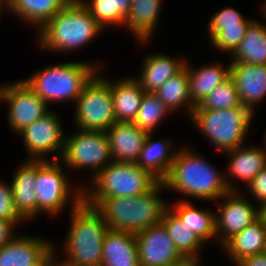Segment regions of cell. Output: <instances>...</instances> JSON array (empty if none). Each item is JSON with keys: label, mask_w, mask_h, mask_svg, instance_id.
I'll use <instances>...</instances> for the list:
<instances>
[{"label": "cell", "mask_w": 266, "mask_h": 266, "mask_svg": "<svg viewBox=\"0 0 266 266\" xmlns=\"http://www.w3.org/2000/svg\"><path fill=\"white\" fill-rule=\"evenodd\" d=\"M167 177L162 181L166 189L189 197L217 201L229 191H237L233 182L225 178L209 162L189 147L179 148Z\"/></svg>", "instance_id": "obj_1"}, {"label": "cell", "mask_w": 266, "mask_h": 266, "mask_svg": "<svg viewBox=\"0 0 266 266\" xmlns=\"http://www.w3.org/2000/svg\"><path fill=\"white\" fill-rule=\"evenodd\" d=\"M165 186L159 182L141 195L102 199L95 208L103 215L108 228L137 234L161 222L168 203L159 197Z\"/></svg>", "instance_id": "obj_2"}, {"label": "cell", "mask_w": 266, "mask_h": 266, "mask_svg": "<svg viewBox=\"0 0 266 266\" xmlns=\"http://www.w3.org/2000/svg\"><path fill=\"white\" fill-rule=\"evenodd\" d=\"M102 31L81 1L71 0L39 29L37 39L42 49L69 52L90 43Z\"/></svg>", "instance_id": "obj_3"}, {"label": "cell", "mask_w": 266, "mask_h": 266, "mask_svg": "<svg viewBox=\"0 0 266 266\" xmlns=\"http://www.w3.org/2000/svg\"><path fill=\"white\" fill-rule=\"evenodd\" d=\"M71 209L70 228L63 242L66 258L78 266H101L108 226L103 215L84 201Z\"/></svg>", "instance_id": "obj_4"}, {"label": "cell", "mask_w": 266, "mask_h": 266, "mask_svg": "<svg viewBox=\"0 0 266 266\" xmlns=\"http://www.w3.org/2000/svg\"><path fill=\"white\" fill-rule=\"evenodd\" d=\"M90 182L93 188L91 192L84 188L83 201L95 207L102 199L141 195L160 181L134 162L112 160Z\"/></svg>", "instance_id": "obj_5"}, {"label": "cell", "mask_w": 266, "mask_h": 266, "mask_svg": "<svg viewBox=\"0 0 266 266\" xmlns=\"http://www.w3.org/2000/svg\"><path fill=\"white\" fill-rule=\"evenodd\" d=\"M95 65L77 61L48 65L23 80L48 105L51 101L76 102L85 85L101 71V66Z\"/></svg>", "instance_id": "obj_6"}, {"label": "cell", "mask_w": 266, "mask_h": 266, "mask_svg": "<svg viewBox=\"0 0 266 266\" xmlns=\"http://www.w3.org/2000/svg\"><path fill=\"white\" fill-rule=\"evenodd\" d=\"M253 114L241 105L221 110L193 109L190 119L212 145L224 153L244 144Z\"/></svg>", "instance_id": "obj_7"}, {"label": "cell", "mask_w": 266, "mask_h": 266, "mask_svg": "<svg viewBox=\"0 0 266 266\" xmlns=\"http://www.w3.org/2000/svg\"><path fill=\"white\" fill-rule=\"evenodd\" d=\"M59 163L36 161L37 216L41 212L58 215L66 206L71 205L74 209L83 201V188L78 187L72 193L70 180Z\"/></svg>", "instance_id": "obj_8"}, {"label": "cell", "mask_w": 266, "mask_h": 266, "mask_svg": "<svg viewBox=\"0 0 266 266\" xmlns=\"http://www.w3.org/2000/svg\"><path fill=\"white\" fill-rule=\"evenodd\" d=\"M99 73L98 70L74 103V122L79 130L106 132L116 122L111 82Z\"/></svg>", "instance_id": "obj_9"}, {"label": "cell", "mask_w": 266, "mask_h": 266, "mask_svg": "<svg viewBox=\"0 0 266 266\" xmlns=\"http://www.w3.org/2000/svg\"><path fill=\"white\" fill-rule=\"evenodd\" d=\"M77 130L65 136L60 162L69 169L88 168L92 179L112 161L109 138L103 131Z\"/></svg>", "instance_id": "obj_10"}, {"label": "cell", "mask_w": 266, "mask_h": 266, "mask_svg": "<svg viewBox=\"0 0 266 266\" xmlns=\"http://www.w3.org/2000/svg\"><path fill=\"white\" fill-rule=\"evenodd\" d=\"M50 110L34 123L24 128L18 134L22 136L28 160L49 161L48 154L58 153L59 158L52 157L53 161H60L65 143V135L60 117ZM58 151V152H57ZM44 157V158H43ZM46 157V158H45Z\"/></svg>", "instance_id": "obj_11"}, {"label": "cell", "mask_w": 266, "mask_h": 266, "mask_svg": "<svg viewBox=\"0 0 266 266\" xmlns=\"http://www.w3.org/2000/svg\"><path fill=\"white\" fill-rule=\"evenodd\" d=\"M1 101L9 105L8 124L17 134L50 111L48 104L24 80L0 85Z\"/></svg>", "instance_id": "obj_12"}, {"label": "cell", "mask_w": 266, "mask_h": 266, "mask_svg": "<svg viewBox=\"0 0 266 266\" xmlns=\"http://www.w3.org/2000/svg\"><path fill=\"white\" fill-rule=\"evenodd\" d=\"M140 266H180L187 260L160 222L135 234Z\"/></svg>", "instance_id": "obj_13"}, {"label": "cell", "mask_w": 266, "mask_h": 266, "mask_svg": "<svg viewBox=\"0 0 266 266\" xmlns=\"http://www.w3.org/2000/svg\"><path fill=\"white\" fill-rule=\"evenodd\" d=\"M220 200L224 201L218 204L215 223L216 235H219L216 238L223 246L232 236L258 220V208L243 198L238 191H229L216 202Z\"/></svg>", "instance_id": "obj_14"}, {"label": "cell", "mask_w": 266, "mask_h": 266, "mask_svg": "<svg viewBox=\"0 0 266 266\" xmlns=\"http://www.w3.org/2000/svg\"><path fill=\"white\" fill-rule=\"evenodd\" d=\"M230 77L238 91L242 106L254 113V106L266 96V64L230 62Z\"/></svg>", "instance_id": "obj_15"}, {"label": "cell", "mask_w": 266, "mask_h": 266, "mask_svg": "<svg viewBox=\"0 0 266 266\" xmlns=\"http://www.w3.org/2000/svg\"><path fill=\"white\" fill-rule=\"evenodd\" d=\"M113 161L136 162L148 132L133 122H115L107 131Z\"/></svg>", "instance_id": "obj_16"}, {"label": "cell", "mask_w": 266, "mask_h": 266, "mask_svg": "<svg viewBox=\"0 0 266 266\" xmlns=\"http://www.w3.org/2000/svg\"><path fill=\"white\" fill-rule=\"evenodd\" d=\"M53 247L45 238L15 236L0 248V266H33L38 264Z\"/></svg>", "instance_id": "obj_17"}, {"label": "cell", "mask_w": 266, "mask_h": 266, "mask_svg": "<svg viewBox=\"0 0 266 266\" xmlns=\"http://www.w3.org/2000/svg\"><path fill=\"white\" fill-rule=\"evenodd\" d=\"M13 175L12 195L19 215L25 221L37 216L36 161L26 160Z\"/></svg>", "instance_id": "obj_18"}, {"label": "cell", "mask_w": 266, "mask_h": 266, "mask_svg": "<svg viewBox=\"0 0 266 266\" xmlns=\"http://www.w3.org/2000/svg\"><path fill=\"white\" fill-rule=\"evenodd\" d=\"M101 266H140L135 234L108 229L103 240Z\"/></svg>", "instance_id": "obj_19"}, {"label": "cell", "mask_w": 266, "mask_h": 266, "mask_svg": "<svg viewBox=\"0 0 266 266\" xmlns=\"http://www.w3.org/2000/svg\"><path fill=\"white\" fill-rule=\"evenodd\" d=\"M145 58L140 77H135L145 92H155L168 79L178 74L186 64L185 58L176 59L164 53L148 54Z\"/></svg>", "instance_id": "obj_20"}, {"label": "cell", "mask_w": 266, "mask_h": 266, "mask_svg": "<svg viewBox=\"0 0 266 266\" xmlns=\"http://www.w3.org/2000/svg\"><path fill=\"white\" fill-rule=\"evenodd\" d=\"M152 134L148 133L146 136L143 148L135 163L162 182L167 177L178 150H174L172 153L173 142L171 143V140L153 141Z\"/></svg>", "instance_id": "obj_21"}, {"label": "cell", "mask_w": 266, "mask_h": 266, "mask_svg": "<svg viewBox=\"0 0 266 266\" xmlns=\"http://www.w3.org/2000/svg\"><path fill=\"white\" fill-rule=\"evenodd\" d=\"M116 122H133L140 109L145 91L134 77L111 82Z\"/></svg>", "instance_id": "obj_22"}, {"label": "cell", "mask_w": 266, "mask_h": 266, "mask_svg": "<svg viewBox=\"0 0 266 266\" xmlns=\"http://www.w3.org/2000/svg\"><path fill=\"white\" fill-rule=\"evenodd\" d=\"M161 0H132L129 16L125 20L124 27L128 28L139 43H145L155 31L160 11Z\"/></svg>", "instance_id": "obj_23"}, {"label": "cell", "mask_w": 266, "mask_h": 266, "mask_svg": "<svg viewBox=\"0 0 266 266\" xmlns=\"http://www.w3.org/2000/svg\"><path fill=\"white\" fill-rule=\"evenodd\" d=\"M208 65L204 64L199 69H195L186 60L184 66L189 75L190 98L195 106L199 105L219 84L230 76V65H227L226 68L220 62Z\"/></svg>", "instance_id": "obj_24"}, {"label": "cell", "mask_w": 266, "mask_h": 266, "mask_svg": "<svg viewBox=\"0 0 266 266\" xmlns=\"http://www.w3.org/2000/svg\"><path fill=\"white\" fill-rule=\"evenodd\" d=\"M225 153L230 159L227 166L229 179H239L245 185L266 167V153L259 146L242 145Z\"/></svg>", "instance_id": "obj_25"}, {"label": "cell", "mask_w": 266, "mask_h": 266, "mask_svg": "<svg viewBox=\"0 0 266 266\" xmlns=\"http://www.w3.org/2000/svg\"><path fill=\"white\" fill-rule=\"evenodd\" d=\"M222 247L234 264L244 257L265 252L266 227L258 219L232 236Z\"/></svg>", "instance_id": "obj_26"}, {"label": "cell", "mask_w": 266, "mask_h": 266, "mask_svg": "<svg viewBox=\"0 0 266 266\" xmlns=\"http://www.w3.org/2000/svg\"><path fill=\"white\" fill-rule=\"evenodd\" d=\"M161 223L166 228L176 249L187 261H200L198 258L200 256L199 252L205 242L198 235L191 232L169 207L164 210Z\"/></svg>", "instance_id": "obj_27"}, {"label": "cell", "mask_w": 266, "mask_h": 266, "mask_svg": "<svg viewBox=\"0 0 266 266\" xmlns=\"http://www.w3.org/2000/svg\"><path fill=\"white\" fill-rule=\"evenodd\" d=\"M71 0H12L8 12L41 29L57 12Z\"/></svg>", "instance_id": "obj_28"}, {"label": "cell", "mask_w": 266, "mask_h": 266, "mask_svg": "<svg viewBox=\"0 0 266 266\" xmlns=\"http://www.w3.org/2000/svg\"><path fill=\"white\" fill-rule=\"evenodd\" d=\"M191 202L180 200L168 207L186 224L191 232L198 235L205 243L217 239L215 214L204 209H196Z\"/></svg>", "instance_id": "obj_29"}, {"label": "cell", "mask_w": 266, "mask_h": 266, "mask_svg": "<svg viewBox=\"0 0 266 266\" xmlns=\"http://www.w3.org/2000/svg\"><path fill=\"white\" fill-rule=\"evenodd\" d=\"M231 62L266 64V23L253 20L236 50Z\"/></svg>", "instance_id": "obj_30"}, {"label": "cell", "mask_w": 266, "mask_h": 266, "mask_svg": "<svg viewBox=\"0 0 266 266\" xmlns=\"http://www.w3.org/2000/svg\"><path fill=\"white\" fill-rule=\"evenodd\" d=\"M154 93L171 112L187 106V114L191 117L195 105L190 98L189 75L185 67Z\"/></svg>", "instance_id": "obj_31"}, {"label": "cell", "mask_w": 266, "mask_h": 266, "mask_svg": "<svg viewBox=\"0 0 266 266\" xmlns=\"http://www.w3.org/2000/svg\"><path fill=\"white\" fill-rule=\"evenodd\" d=\"M91 16L104 30L111 25H124L129 16L132 0H80Z\"/></svg>", "instance_id": "obj_32"}, {"label": "cell", "mask_w": 266, "mask_h": 266, "mask_svg": "<svg viewBox=\"0 0 266 266\" xmlns=\"http://www.w3.org/2000/svg\"><path fill=\"white\" fill-rule=\"evenodd\" d=\"M169 113L171 111L154 92H145L133 123L148 133H154L155 128L160 125L162 119L164 120Z\"/></svg>", "instance_id": "obj_33"}, {"label": "cell", "mask_w": 266, "mask_h": 266, "mask_svg": "<svg viewBox=\"0 0 266 266\" xmlns=\"http://www.w3.org/2000/svg\"><path fill=\"white\" fill-rule=\"evenodd\" d=\"M241 105L235 83L229 76L194 109L221 110Z\"/></svg>", "instance_id": "obj_34"}, {"label": "cell", "mask_w": 266, "mask_h": 266, "mask_svg": "<svg viewBox=\"0 0 266 266\" xmlns=\"http://www.w3.org/2000/svg\"><path fill=\"white\" fill-rule=\"evenodd\" d=\"M250 23L239 22V24L220 25V30H216L209 37L210 43L222 53L226 51L231 55L244 39Z\"/></svg>", "instance_id": "obj_35"}, {"label": "cell", "mask_w": 266, "mask_h": 266, "mask_svg": "<svg viewBox=\"0 0 266 266\" xmlns=\"http://www.w3.org/2000/svg\"><path fill=\"white\" fill-rule=\"evenodd\" d=\"M8 184L0 181V218L19 225L25 220L19 215L15 207L12 187L10 183Z\"/></svg>", "instance_id": "obj_36"}, {"label": "cell", "mask_w": 266, "mask_h": 266, "mask_svg": "<svg viewBox=\"0 0 266 266\" xmlns=\"http://www.w3.org/2000/svg\"><path fill=\"white\" fill-rule=\"evenodd\" d=\"M208 26L209 37L216 31L220 30V25L239 24V22H252V19H246L236 9L232 7L223 8L210 18Z\"/></svg>", "instance_id": "obj_37"}, {"label": "cell", "mask_w": 266, "mask_h": 266, "mask_svg": "<svg viewBox=\"0 0 266 266\" xmlns=\"http://www.w3.org/2000/svg\"><path fill=\"white\" fill-rule=\"evenodd\" d=\"M249 194L260 203L266 201V167L260 171L247 185ZM258 199V200H257Z\"/></svg>", "instance_id": "obj_38"}, {"label": "cell", "mask_w": 266, "mask_h": 266, "mask_svg": "<svg viewBox=\"0 0 266 266\" xmlns=\"http://www.w3.org/2000/svg\"><path fill=\"white\" fill-rule=\"evenodd\" d=\"M18 225L0 218V248L8 244L16 235L14 229ZM14 234V235H13Z\"/></svg>", "instance_id": "obj_39"}, {"label": "cell", "mask_w": 266, "mask_h": 266, "mask_svg": "<svg viewBox=\"0 0 266 266\" xmlns=\"http://www.w3.org/2000/svg\"><path fill=\"white\" fill-rule=\"evenodd\" d=\"M235 266H266V251L242 258Z\"/></svg>", "instance_id": "obj_40"}, {"label": "cell", "mask_w": 266, "mask_h": 266, "mask_svg": "<svg viewBox=\"0 0 266 266\" xmlns=\"http://www.w3.org/2000/svg\"><path fill=\"white\" fill-rule=\"evenodd\" d=\"M55 246H53L46 255V266H78L68 258H64L63 262L58 261L55 256Z\"/></svg>", "instance_id": "obj_41"}, {"label": "cell", "mask_w": 266, "mask_h": 266, "mask_svg": "<svg viewBox=\"0 0 266 266\" xmlns=\"http://www.w3.org/2000/svg\"><path fill=\"white\" fill-rule=\"evenodd\" d=\"M258 219L263 223L266 227V201L260 203L258 206Z\"/></svg>", "instance_id": "obj_42"}, {"label": "cell", "mask_w": 266, "mask_h": 266, "mask_svg": "<svg viewBox=\"0 0 266 266\" xmlns=\"http://www.w3.org/2000/svg\"><path fill=\"white\" fill-rule=\"evenodd\" d=\"M200 262L201 261H186L180 266H201Z\"/></svg>", "instance_id": "obj_43"}, {"label": "cell", "mask_w": 266, "mask_h": 266, "mask_svg": "<svg viewBox=\"0 0 266 266\" xmlns=\"http://www.w3.org/2000/svg\"><path fill=\"white\" fill-rule=\"evenodd\" d=\"M3 7L4 8L6 7V9H8L9 4L5 0H0V11H3V9H2ZM0 14H1V12H0Z\"/></svg>", "instance_id": "obj_44"}, {"label": "cell", "mask_w": 266, "mask_h": 266, "mask_svg": "<svg viewBox=\"0 0 266 266\" xmlns=\"http://www.w3.org/2000/svg\"><path fill=\"white\" fill-rule=\"evenodd\" d=\"M33 266H46V256L38 264Z\"/></svg>", "instance_id": "obj_45"}, {"label": "cell", "mask_w": 266, "mask_h": 266, "mask_svg": "<svg viewBox=\"0 0 266 266\" xmlns=\"http://www.w3.org/2000/svg\"><path fill=\"white\" fill-rule=\"evenodd\" d=\"M265 136H266V135H265ZM264 143H265V146H266V137H265V142H264ZM265 146L263 147V150H264V152L266 153V147H265Z\"/></svg>", "instance_id": "obj_46"}, {"label": "cell", "mask_w": 266, "mask_h": 266, "mask_svg": "<svg viewBox=\"0 0 266 266\" xmlns=\"http://www.w3.org/2000/svg\"><path fill=\"white\" fill-rule=\"evenodd\" d=\"M8 4L12 1V0H5Z\"/></svg>", "instance_id": "obj_47"}]
</instances>
